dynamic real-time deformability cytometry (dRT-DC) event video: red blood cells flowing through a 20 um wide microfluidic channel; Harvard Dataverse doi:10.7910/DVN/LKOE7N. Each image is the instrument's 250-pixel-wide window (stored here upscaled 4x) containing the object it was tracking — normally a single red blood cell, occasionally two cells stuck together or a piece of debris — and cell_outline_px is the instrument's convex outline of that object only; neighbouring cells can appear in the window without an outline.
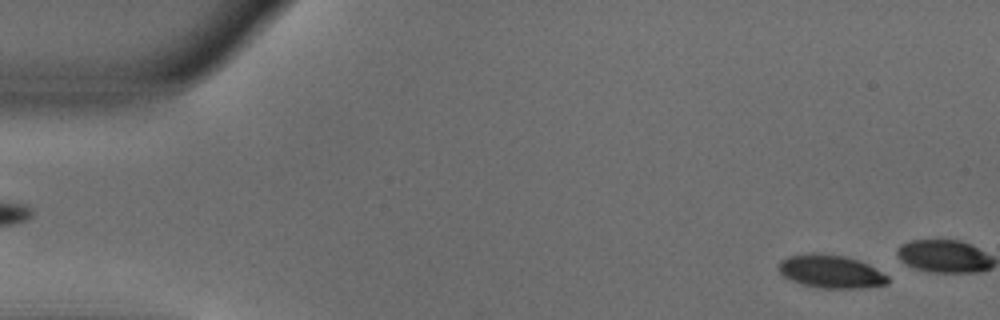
{"species": "common noctule bat (a hibernating species)", "species_latin": "Nyctalus noctula", "temperature_condition": "warm", "stored_images_in_passage": 12, "camera_frame_rate_fps": 3000, "um_per_image_px": 0.085, "animal": {"sex": "male", "body_mass_g": 18.8}, "frame": {"image": 1, "passage_image": 3, "time_ms": 0.667, "image_size_px": [1000, 320], "cell_outline_px": [[888, 284], [860, 288], [824, 288], [804, 284], [792, 280], [784, 276], [780, 272], [780, 260], [788, 256], [812, 252], [820, 252], [844, 256], [860, 260], [868, 264], [888, 276]], "centroid_in_image_um": [70.64, 23.05], "position_along_channel_um": 14.4, "area_um2": 20.98}}